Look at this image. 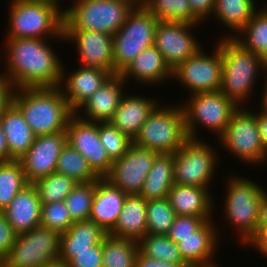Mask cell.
Segmentation results:
<instances>
[{
	"mask_svg": "<svg viewBox=\"0 0 267 267\" xmlns=\"http://www.w3.org/2000/svg\"><path fill=\"white\" fill-rule=\"evenodd\" d=\"M142 5L159 21L202 23L193 14L188 0H143Z\"/></svg>",
	"mask_w": 267,
	"mask_h": 267,
	"instance_id": "cell-35",
	"label": "cell"
},
{
	"mask_svg": "<svg viewBox=\"0 0 267 267\" xmlns=\"http://www.w3.org/2000/svg\"><path fill=\"white\" fill-rule=\"evenodd\" d=\"M6 67L2 74L13 89L58 87L63 63L49 40L41 38H6Z\"/></svg>",
	"mask_w": 267,
	"mask_h": 267,
	"instance_id": "cell-1",
	"label": "cell"
},
{
	"mask_svg": "<svg viewBox=\"0 0 267 267\" xmlns=\"http://www.w3.org/2000/svg\"><path fill=\"white\" fill-rule=\"evenodd\" d=\"M211 192L207 187L174 183L167 198L176 215L212 218L215 201Z\"/></svg>",
	"mask_w": 267,
	"mask_h": 267,
	"instance_id": "cell-25",
	"label": "cell"
},
{
	"mask_svg": "<svg viewBox=\"0 0 267 267\" xmlns=\"http://www.w3.org/2000/svg\"><path fill=\"white\" fill-rule=\"evenodd\" d=\"M188 3L193 14L201 22H205V20L212 17L215 0H188Z\"/></svg>",
	"mask_w": 267,
	"mask_h": 267,
	"instance_id": "cell-46",
	"label": "cell"
},
{
	"mask_svg": "<svg viewBox=\"0 0 267 267\" xmlns=\"http://www.w3.org/2000/svg\"><path fill=\"white\" fill-rule=\"evenodd\" d=\"M55 172L66 175L77 183H87L100 178L89 166L85 157L68 143L62 148Z\"/></svg>",
	"mask_w": 267,
	"mask_h": 267,
	"instance_id": "cell-33",
	"label": "cell"
},
{
	"mask_svg": "<svg viewBox=\"0 0 267 267\" xmlns=\"http://www.w3.org/2000/svg\"><path fill=\"white\" fill-rule=\"evenodd\" d=\"M218 44L223 64L219 90L238 107H245L248 98L255 92L253 86L256 85L257 75L264 72L266 77L267 70L257 53L244 49L233 38H220Z\"/></svg>",
	"mask_w": 267,
	"mask_h": 267,
	"instance_id": "cell-3",
	"label": "cell"
},
{
	"mask_svg": "<svg viewBox=\"0 0 267 267\" xmlns=\"http://www.w3.org/2000/svg\"><path fill=\"white\" fill-rule=\"evenodd\" d=\"M147 234L167 235L176 217L168 198L147 201Z\"/></svg>",
	"mask_w": 267,
	"mask_h": 267,
	"instance_id": "cell-40",
	"label": "cell"
},
{
	"mask_svg": "<svg viewBox=\"0 0 267 267\" xmlns=\"http://www.w3.org/2000/svg\"><path fill=\"white\" fill-rule=\"evenodd\" d=\"M64 68L63 64L58 87L74 113L112 76L109 72L94 67L80 66L69 74Z\"/></svg>",
	"mask_w": 267,
	"mask_h": 267,
	"instance_id": "cell-19",
	"label": "cell"
},
{
	"mask_svg": "<svg viewBox=\"0 0 267 267\" xmlns=\"http://www.w3.org/2000/svg\"><path fill=\"white\" fill-rule=\"evenodd\" d=\"M126 84L121 74L112 75L76 111V114L86 121L109 122L118 108L121 97L125 93L124 86H127Z\"/></svg>",
	"mask_w": 267,
	"mask_h": 267,
	"instance_id": "cell-21",
	"label": "cell"
},
{
	"mask_svg": "<svg viewBox=\"0 0 267 267\" xmlns=\"http://www.w3.org/2000/svg\"><path fill=\"white\" fill-rule=\"evenodd\" d=\"M108 233L94 222L75 221L70 228L60 234L59 252H83L100 244Z\"/></svg>",
	"mask_w": 267,
	"mask_h": 267,
	"instance_id": "cell-30",
	"label": "cell"
},
{
	"mask_svg": "<svg viewBox=\"0 0 267 267\" xmlns=\"http://www.w3.org/2000/svg\"><path fill=\"white\" fill-rule=\"evenodd\" d=\"M214 46L212 55L200 48L172 70L174 77L172 79L176 78L183 87L185 86L189 95L220 89L223 72L222 56L220 45L217 43Z\"/></svg>",
	"mask_w": 267,
	"mask_h": 267,
	"instance_id": "cell-13",
	"label": "cell"
},
{
	"mask_svg": "<svg viewBox=\"0 0 267 267\" xmlns=\"http://www.w3.org/2000/svg\"><path fill=\"white\" fill-rule=\"evenodd\" d=\"M74 223L64 201L42 204L40 225L59 234L66 232Z\"/></svg>",
	"mask_w": 267,
	"mask_h": 267,
	"instance_id": "cell-42",
	"label": "cell"
},
{
	"mask_svg": "<svg viewBox=\"0 0 267 267\" xmlns=\"http://www.w3.org/2000/svg\"><path fill=\"white\" fill-rule=\"evenodd\" d=\"M0 124L9 148V161L19 160L31 147L36 135L12 102L0 115Z\"/></svg>",
	"mask_w": 267,
	"mask_h": 267,
	"instance_id": "cell-27",
	"label": "cell"
},
{
	"mask_svg": "<svg viewBox=\"0 0 267 267\" xmlns=\"http://www.w3.org/2000/svg\"><path fill=\"white\" fill-rule=\"evenodd\" d=\"M66 143V131L36 136L31 147L19 159L29 184L55 172L58 157Z\"/></svg>",
	"mask_w": 267,
	"mask_h": 267,
	"instance_id": "cell-17",
	"label": "cell"
},
{
	"mask_svg": "<svg viewBox=\"0 0 267 267\" xmlns=\"http://www.w3.org/2000/svg\"><path fill=\"white\" fill-rule=\"evenodd\" d=\"M127 194L107 179L95 181V193L89 220L109 233L116 225Z\"/></svg>",
	"mask_w": 267,
	"mask_h": 267,
	"instance_id": "cell-22",
	"label": "cell"
},
{
	"mask_svg": "<svg viewBox=\"0 0 267 267\" xmlns=\"http://www.w3.org/2000/svg\"><path fill=\"white\" fill-rule=\"evenodd\" d=\"M158 154L132 143L123 156L113 161L110 172L104 178L127 195L140 194Z\"/></svg>",
	"mask_w": 267,
	"mask_h": 267,
	"instance_id": "cell-14",
	"label": "cell"
},
{
	"mask_svg": "<svg viewBox=\"0 0 267 267\" xmlns=\"http://www.w3.org/2000/svg\"><path fill=\"white\" fill-rule=\"evenodd\" d=\"M0 267H5L4 266V260L0 258Z\"/></svg>",
	"mask_w": 267,
	"mask_h": 267,
	"instance_id": "cell-58",
	"label": "cell"
},
{
	"mask_svg": "<svg viewBox=\"0 0 267 267\" xmlns=\"http://www.w3.org/2000/svg\"><path fill=\"white\" fill-rule=\"evenodd\" d=\"M181 102L185 114L186 131L189 139L200 140L198 129L207 128L214 132L217 139L223 134L231 116L238 106L220 90L200 92L188 96ZM197 126H199L197 128Z\"/></svg>",
	"mask_w": 267,
	"mask_h": 267,
	"instance_id": "cell-9",
	"label": "cell"
},
{
	"mask_svg": "<svg viewBox=\"0 0 267 267\" xmlns=\"http://www.w3.org/2000/svg\"><path fill=\"white\" fill-rule=\"evenodd\" d=\"M37 1H47V2H50V3L56 4L58 6H60L61 4H59V3L62 2V0H37Z\"/></svg>",
	"mask_w": 267,
	"mask_h": 267,
	"instance_id": "cell-57",
	"label": "cell"
},
{
	"mask_svg": "<svg viewBox=\"0 0 267 267\" xmlns=\"http://www.w3.org/2000/svg\"><path fill=\"white\" fill-rule=\"evenodd\" d=\"M159 20L143 5L134 7L113 35L114 72L121 74L144 49L154 45Z\"/></svg>",
	"mask_w": 267,
	"mask_h": 267,
	"instance_id": "cell-8",
	"label": "cell"
},
{
	"mask_svg": "<svg viewBox=\"0 0 267 267\" xmlns=\"http://www.w3.org/2000/svg\"><path fill=\"white\" fill-rule=\"evenodd\" d=\"M256 121L261 135L263 148L267 155V113L259 109L256 113Z\"/></svg>",
	"mask_w": 267,
	"mask_h": 267,
	"instance_id": "cell-50",
	"label": "cell"
},
{
	"mask_svg": "<svg viewBox=\"0 0 267 267\" xmlns=\"http://www.w3.org/2000/svg\"><path fill=\"white\" fill-rule=\"evenodd\" d=\"M260 9L258 8L251 20L239 32L242 37L230 33L222 35L221 38H233L244 49L258 53L267 46V7Z\"/></svg>",
	"mask_w": 267,
	"mask_h": 267,
	"instance_id": "cell-34",
	"label": "cell"
},
{
	"mask_svg": "<svg viewBox=\"0 0 267 267\" xmlns=\"http://www.w3.org/2000/svg\"><path fill=\"white\" fill-rule=\"evenodd\" d=\"M29 183L19 160L0 162V211Z\"/></svg>",
	"mask_w": 267,
	"mask_h": 267,
	"instance_id": "cell-36",
	"label": "cell"
},
{
	"mask_svg": "<svg viewBox=\"0 0 267 267\" xmlns=\"http://www.w3.org/2000/svg\"><path fill=\"white\" fill-rule=\"evenodd\" d=\"M188 139L182 105L162 107L159 104L141 126L133 143L159 154H173Z\"/></svg>",
	"mask_w": 267,
	"mask_h": 267,
	"instance_id": "cell-5",
	"label": "cell"
},
{
	"mask_svg": "<svg viewBox=\"0 0 267 267\" xmlns=\"http://www.w3.org/2000/svg\"><path fill=\"white\" fill-rule=\"evenodd\" d=\"M18 234L11 227L5 213L0 211V258L5 259L14 245Z\"/></svg>",
	"mask_w": 267,
	"mask_h": 267,
	"instance_id": "cell-45",
	"label": "cell"
},
{
	"mask_svg": "<svg viewBox=\"0 0 267 267\" xmlns=\"http://www.w3.org/2000/svg\"><path fill=\"white\" fill-rule=\"evenodd\" d=\"M260 60L267 70V46H264L258 53Z\"/></svg>",
	"mask_w": 267,
	"mask_h": 267,
	"instance_id": "cell-54",
	"label": "cell"
},
{
	"mask_svg": "<svg viewBox=\"0 0 267 267\" xmlns=\"http://www.w3.org/2000/svg\"><path fill=\"white\" fill-rule=\"evenodd\" d=\"M218 230L214 220H208L191 236L170 239L177 244L184 261L190 267H209L217 264L214 255L220 240Z\"/></svg>",
	"mask_w": 267,
	"mask_h": 267,
	"instance_id": "cell-20",
	"label": "cell"
},
{
	"mask_svg": "<svg viewBox=\"0 0 267 267\" xmlns=\"http://www.w3.org/2000/svg\"><path fill=\"white\" fill-rule=\"evenodd\" d=\"M134 7L125 0H76L64 9V30H90L113 36Z\"/></svg>",
	"mask_w": 267,
	"mask_h": 267,
	"instance_id": "cell-7",
	"label": "cell"
},
{
	"mask_svg": "<svg viewBox=\"0 0 267 267\" xmlns=\"http://www.w3.org/2000/svg\"><path fill=\"white\" fill-rule=\"evenodd\" d=\"M32 184L37 190L41 203L47 204L64 201L78 183L66 175L54 172Z\"/></svg>",
	"mask_w": 267,
	"mask_h": 267,
	"instance_id": "cell-38",
	"label": "cell"
},
{
	"mask_svg": "<svg viewBox=\"0 0 267 267\" xmlns=\"http://www.w3.org/2000/svg\"><path fill=\"white\" fill-rule=\"evenodd\" d=\"M65 42L76 44L79 64L103 69L115 75L113 62V36L90 30H64ZM75 42V43H74Z\"/></svg>",
	"mask_w": 267,
	"mask_h": 267,
	"instance_id": "cell-18",
	"label": "cell"
},
{
	"mask_svg": "<svg viewBox=\"0 0 267 267\" xmlns=\"http://www.w3.org/2000/svg\"><path fill=\"white\" fill-rule=\"evenodd\" d=\"M135 267H190L188 264L168 263L144 256L140 251L136 258Z\"/></svg>",
	"mask_w": 267,
	"mask_h": 267,
	"instance_id": "cell-49",
	"label": "cell"
},
{
	"mask_svg": "<svg viewBox=\"0 0 267 267\" xmlns=\"http://www.w3.org/2000/svg\"><path fill=\"white\" fill-rule=\"evenodd\" d=\"M1 72V71H0ZM13 87L7 78L0 73V115L4 109L11 103Z\"/></svg>",
	"mask_w": 267,
	"mask_h": 267,
	"instance_id": "cell-48",
	"label": "cell"
},
{
	"mask_svg": "<svg viewBox=\"0 0 267 267\" xmlns=\"http://www.w3.org/2000/svg\"><path fill=\"white\" fill-rule=\"evenodd\" d=\"M125 82L129 78L146 85H159L164 80L172 79V70L166 64L161 52L153 45L144 49L121 73ZM160 82V83H159Z\"/></svg>",
	"mask_w": 267,
	"mask_h": 267,
	"instance_id": "cell-24",
	"label": "cell"
},
{
	"mask_svg": "<svg viewBox=\"0 0 267 267\" xmlns=\"http://www.w3.org/2000/svg\"><path fill=\"white\" fill-rule=\"evenodd\" d=\"M130 1L135 7L142 5L143 0H125Z\"/></svg>",
	"mask_w": 267,
	"mask_h": 267,
	"instance_id": "cell-56",
	"label": "cell"
},
{
	"mask_svg": "<svg viewBox=\"0 0 267 267\" xmlns=\"http://www.w3.org/2000/svg\"><path fill=\"white\" fill-rule=\"evenodd\" d=\"M0 162H9V148L0 124Z\"/></svg>",
	"mask_w": 267,
	"mask_h": 267,
	"instance_id": "cell-51",
	"label": "cell"
},
{
	"mask_svg": "<svg viewBox=\"0 0 267 267\" xmlns=\"http://www.w3.org/2000/svg\"><path fill=\"white\" fill-rule=\"evenodd\" d=\"M217 142L239 161L258 166L267 162L261 135L256 121V112L238 107L231 116L223 134Z\"/></svg>",
	"mask_w": 267,
	"mask_h": 267,
	"instance_id": "cell-10",
	"label": "cell"
},
{
	"mask_svg": "<svg viewBox=\"0 0 267 267\" xmlns=\"http://www.w3.org/2000/svg\"><path fill=\"white\" fill-rule=\"evenodd\" d=\"M198 25L175 21L158 22L154 46L161 52L171 70L202 47L192 32V29L197 28Z\"/></svg>",
	"mask_w": 267,
	"mask_h": 267,
	"instance_id": "cell-15",
	"label": "cell"
},
{
	"mask_svg": "<svg viewBox=\"0 0 267 267\" xmlns=\"http://www.w3.org/2000/svg\"><path fill=\"white\" fill-rule=\"evenodd\" d=\"M259 224H267V192H264L260 202Z\"/></svg>",
	"mask_w": 267,
	"mask_h": 267,
	"instance_id": "cell-52",
	"label": "cell"
},
{
	"mask_svg": "<svg viewBox=\"0 0 267 267\" xmlns=\"http://www.w3.org/2000/svg\"><path fill=\"white\" fill-rule=\"evenodd\" d=\"M66 135L67 143L85 157L100 178L110 172L113 161L100 142L98 122L83 120L74 113L68 120Z\"/></svg>",
	"mask_w": 267,
	"mask_h": 267,
	"instance_id": "cell-16",
	"label": "cell"
},
{
	"mask_svg": "<svg viewBox=\"0 0 267 267\" xmlns=\"http://www.w3.org/2000/svg\"><path fill=\"white\" fill-rule=\"evenodd\" d=\"M59 260L69 267H102V242L83 252H59Z\"/></svg>",
	"mask_w": 267,
	"mask_h": 267,
	"instance_id": "cell-43",
	"label": "cell"
},
{
	"mask_svg": "<svg viewBox=\"0 0 267 267\" xmlns=\"http://www.w3.org/2000/svg\"><path fill=\"white\" fill-rule=\"evenodd\" d=\"M244 246H253L257 249L256 251H260L259 253L267 258V224H259L256 233Z\"/></svg>",
	"mask_w": 267,
	"mask_h": 267,
	"instance_id": "cell-47",
	"label": "cell"
},
{
	"mask_svg": "<svg viewBox=\"0 0 267 267\" xmlns=\"http://www.w3.org/2000/svg\"><path fill=\"white\" fill-rule=\"evenodd\" d=\"M42 267H69V264L60 260L55 262L48 263L47 265H43Z\"/></svg>",
	"mask_w": 267,
	"mask_h": 267,
	"instance_id": "cell-55",
	"label": "cell"
},
{
	"mask_svg": "<svg viewBox=\"0 0 267 267\" xmlns=\"http://www.w3.org/2000/svg\"><path fill=\"white\" fill-rule=\"evenodd\" d=\"M42 203L33 184H29L3 210L7 221L20 235L40 225Z\"/></svg>",
	"mask_w": 267,
	"mask_h": 267,
	"instance_id": "cell-26",
	"label": "cell"
},
{
	"mask_svg": "<svg viewBox=\"0 0 267 267\" xmlns=\"http://www.w3.org/2000/svg\"><path fill=\"white\" fill-rule=\"evenodd\" d=\"M95 193V181L78 183L64 199L72 220L88 221Z\"/></svg>",
	"mask_w": 267,
	"mask_h": 267,
	"instance_id": "cell-39",
	"label": "cell"
},
{
	"mask_svg": "<svg viewBox=\"0 0 267 267\" xmlns=\"http://www.w3.org/2000/svg\"><path fill=\"white\" fill-rule=\"evenodd\" d=\"M9 28L5 38L62 39L64 10L60 6L37 0H10Z\"/></svg>",
	"mask_w": 267,
	"mask_h": 267,
	"instance_id": "cell-4",
	"label": "cell"
},
{
	"mask_svg": "<svg viewBox=\"0 0 267 267\" xmlns=\"http://www.w3.org/2000/svg\"><path fill=\"white\" fill-rule=\"evenodd\" d=\"M60 234L43 227H34L20 234L4 259L5 267H42L59 260Z\"/></svg>",
	"mask_w": 267,
	"mask_h": 267,
	"instance_id": "cell-12",
	"label": "cell"
},
{
	"mask_svg": "<svg viewBox=\"0 0 267 267\" xmlns=\"http://www.w3.org/2000/svg\"><path fill=\"white\" fill-rule=\"evenodd\" d=\"M255 0H215L212 17L221 22L230 32L237 34L258 10Z\"/></svg>",
	"mask_w": 267,
	"mask_h": 267,
	"instance_id": "cell-31",
	"label": "cell"
},
{
	"mask_svg": "<svg viewBox=\"0 0 267 267\" xmlns=\"http://www.w3.org/2000/svg\"><path fill=\"white\" fill-rule=\"evenodd\" d=\"M230 177L224 194L223 217L238 231V242L245 245L257 231L260 202L266 189L254 180L238 175Z\"/></svg>",
	"mask_w": 267,
	"mask_h": 267,
	"instance_id": "cell-6",
	"label": "cell"
},
{
	"mask_svg": "<svg viewBox=\"0 0 267 267\" xmlns=\"http://www.w3.org/2000/svg\"><path fill=\"white\" fill-rule=\"evenodd\" d=\"M215 150L201 139H188L173 153L174 183L210 188L219 161Z\"/></svg>",
	"mask_w": 267,
	"mask_h": 267,
	"instance_id": "cell-11",
	"label": "cell"
},
{
	"mask_svg": "<svg viewBox=\"0 0 267 267\" xmlns=\"http://www.w3.org/2000/svg\"><path fill=\"white\" fill-rule=\"evenodd\" d=\"M173 154H158L139 195L146 201L163 199L174 185Z\"/></svg>",
	"mask_w": 267,
	"mask_h": 267,
	"instance_id": "cell-29",
	"label": "cell"
},
{
	"mask_svg": "<svg viewBox=\"0 0 267 267\" xmlns=\"http://www.w3.org/2000/svg\"><path fill=\"white\" fill-rule=\"evenodd\" d=\"M147 201L139 194L127 195L115 227L108 233L139 241L147 234Z\"/></svg>",
	"mask_w": 267,
	"mask_h": 267,
	"instance_id": "cell-28",
	"label": "cell"
},
{
	"mask_svg": "<svg viewBox=\"0 0 267 267\" xmlns=\"http://www.w3.org/2000/svg\"><path fill=\"white\" fill-rule=\"evenodd\" d=\"M157 99L140 95H123L112 119L109 121L118 130L134 140L141 126L159 105Z\"/></svg>",
	"mask_w": 267,
	"mask_h": 267,
	"instance_id": "cell-23",
	"label": "cell"
},
{
	"mask_svg": "<svg viewBox=\"0 0 267 267\" xmlns=\"http://www.w3.org/2000/svg\"><path fill=\"white\" fill-rule=\"evenodd\" d=\"M139 251L146 257L168 263L187 264L177 244L167 235L146 234L138 241Z\"/></svg>",
	"mask_w": 267,
	"mask_h": 267,
	"instance_id": "cell-37",
	"label": "cell"
},
{
	"mask_svg": "<svg viewBox=\"0 0 267 267\" xmlns=\"http://www.w3.org/2000/svg\"><path fill=\"white\" fill-rule=\"evenodd\" d=\"M212 218H201L187 215H176L167 236L169 238H186L197 231L206 221Z\"/></svg>",
	"mask_w": 267,
	"mask_h": 267,
	"instance_id": "cell-44",
	"label": "cell"
},
{
	"mask_svg": "<svg viewBox=\"0 0 267 267\" xmlns=\"http://www.w3.org/2000/svg\"><path fill=\"white\" fill-rule=\"evenodd\" d=\"M11 102L36 136L66 131L74 114L59 87L14 89Z\"/></svg>",
	"mask_w": 267,
	"mask_h": 267,
	"instance_id": "cell-2",
	"label": "cell"
},
{
	"mask_svg": "<svg viewBox=\"0 0 267 267\" xmlns=\"http://www.w3.org/2000/svg\"><path fill=\"white\" fill-rule=\"evenodd\" d=\"M138 241L107 234L102 241V267H135Z\"/></svg>",
	"mask_w": 267,
	"mask_h": 267,
	"instance_id": "cell-32",
	"label": "cell"
},
{
	"mask_svg": "<svg viewBox=\"0 0 267 267\" xmlns=\"http://www.w3.org/2000/svg\"><path fill=\"white\" fill-rule=\"evenodd\" d=\"M265 82H264V88H263V93L262 94V98L260 99L261 100V104L259 109L264 111L265 113H267V77L265 78Z\"/></svg>",
	"mask_w": 267,
	"mask_h": 267,
	"instance_id": "cell-53",
	"label": "cell"
},
{
	"mask_svg": "<svg viewBox=\"0 0 267 267\" xmlns=\"http://www.w3.org/2000/svg\"><path fill=\"white\" fill-rule=\"evenodd\" d=\"M98 134L103 148L112 161L123 156L133 143L132 139L110 122H98Z\"/></svg>",
	"mask_w": 267,
	"mask_h": 267,
	"instance_id": "cell-41",
	"label": "cell"
}]
</instances>
